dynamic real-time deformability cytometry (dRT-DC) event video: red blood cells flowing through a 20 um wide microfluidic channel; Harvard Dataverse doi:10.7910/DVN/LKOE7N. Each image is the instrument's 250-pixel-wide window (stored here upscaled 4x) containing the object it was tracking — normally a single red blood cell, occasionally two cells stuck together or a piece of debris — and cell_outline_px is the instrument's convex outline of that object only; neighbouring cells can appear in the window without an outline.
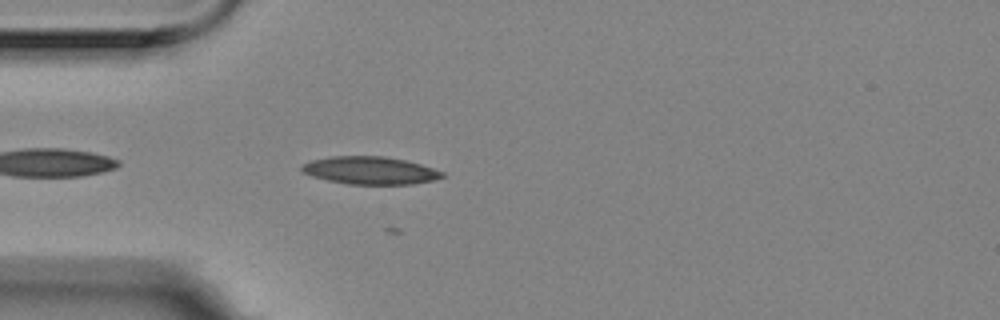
{"species": "Egyptian fruit bat (a non-hibernating species)", "species_latin": "Rousettus aegyptiacus", "temperature_condition": "room temperature", "stored_images_in_passage": 18, "camera_frame_rate_fps": 3000, "um_per_image_px": 0.085, "animal": {"sex": "female"}, "frame": {"image": 1, "passage_image": 3, "time_ms": 0.667, "image_size_px": [1000, 320], "cell_outline_px": [[444, 176], [432, 180], [412, 184], [348, 184], [328, 180], [312, 176], [304, 172], [300, 168], [304, 164], [312, 160], [332, 156], [384, 156], [404, 160], [420, 164], [444, 172]], "centroid_in_image_um": [31.46, 14.48], "position_along_channel_um": 53.5, "area_um2": 22.37}}
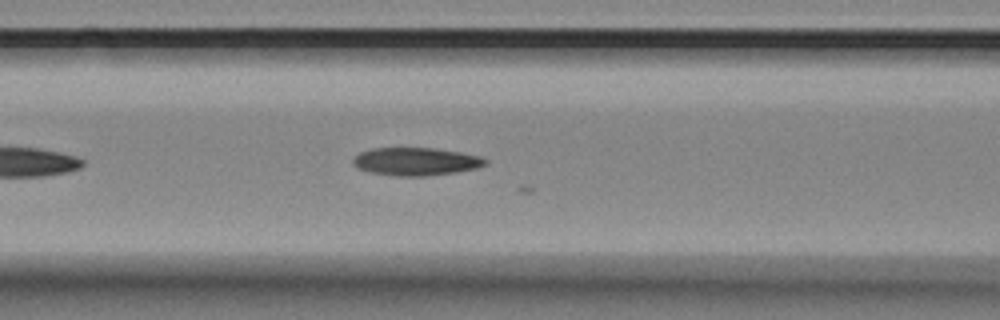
{"frame": {"image": 2, "passage_image": 10, "time_ms": 3.0, "image_size_px": [1000, 320], "cell_outline_px": [[488, 160], [484, 164], [476, 168], [456, 172], [428, 176], [396, 176], [368, 172], [352, 164], [352, 160], [360, 152], [372, 148], [436, 148], [460, 152], [480, 156]], "centroid_in_image_um": [35.34, 13.73], "position_along_channel_um": 131.3, "area_um2": 21.5}}
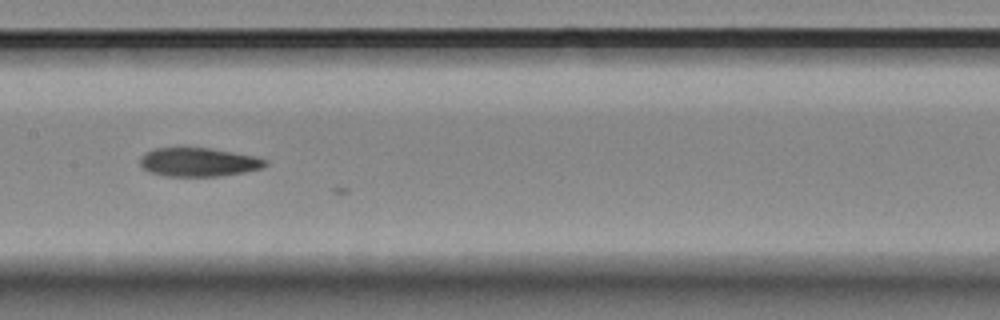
{"frame": {"image": 3, "passage_image": 15, "time_ms": 4.667, "image_size_px": [1000, 320], "cell_outline_px": [[268, 164], [260, 168], [244, 172], [220, 176], [164, 176], [148, 172], [140, 164], [140, 156], [144, 152], [156, 148], [184, 144], [256, 156], [268, 160]], "centroid_in_image_um": [16.81, 13.74], "position_along_channel_um": 190.6, "area_um2": 21.73}}